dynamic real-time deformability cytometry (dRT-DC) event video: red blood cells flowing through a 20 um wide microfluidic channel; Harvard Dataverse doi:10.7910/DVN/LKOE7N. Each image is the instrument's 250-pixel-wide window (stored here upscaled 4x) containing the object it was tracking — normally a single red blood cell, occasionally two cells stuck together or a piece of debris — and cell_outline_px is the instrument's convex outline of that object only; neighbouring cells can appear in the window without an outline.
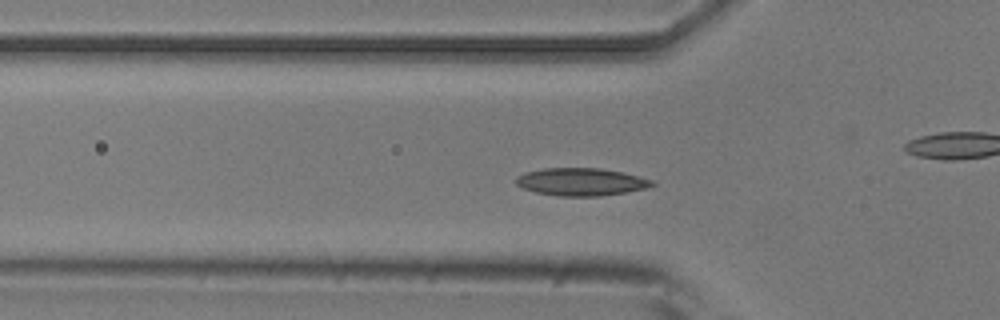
{"species": "common noctule bat (a hibernating species)", "species_latin": "Nyctalus noctula", "temperature_condition": "room temperature", "stored_images_in_passage": 49, "camera_frame_rate_fps": 3000, "um_per_image_px": 0.085, "animal": {"sex": "male", "body_mass_g": 20.5, "forearm_length_mm": 52.5}, "frame": {"image": 1, "passage_image": 13, "time_ms": 4.0, "image_size_px": [1000, 320], "cell_outline_px": [[656, 184], [648, 188], [628, 192], [600, 196], [556, 196], [536, 192], [524, 188], [516, 184], [516, 176], [524, 172], [544, 168], [600, 168], [624, 172], [640, 176], [652, 180]], "centroid_in_image_um": [49.42, 15.45], "position_along_channel_um": 76.4, "area_um2": 22.14}}
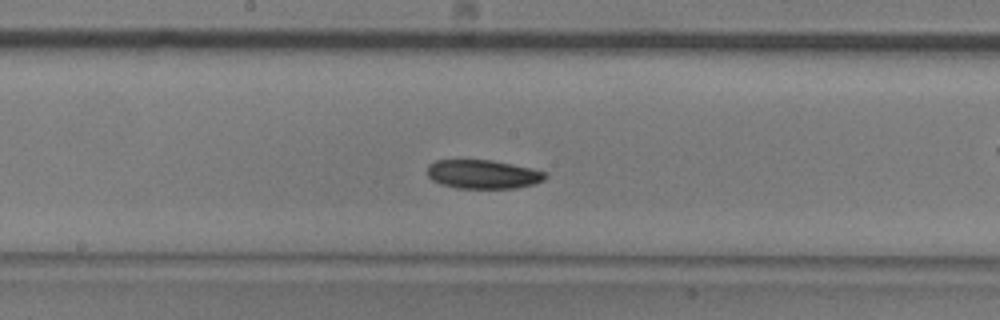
{"frame": {"image": 2, "passage_image": 23, "time_ms": 7.333, "image_size_px": [1000, 320], "cell_outline_px": [[548, 176], [544, 180], [536, 184], [516, 188], [456, 188], [440, 184], [432, 180], [428, 176], [428, 164], [436, 160], [492, 160], [532, 168], [544, 172]], "centroid_in_image_um": [41.06, 14.81], "position_along_channel_um": 207.1, "area_um2": 19.94}}
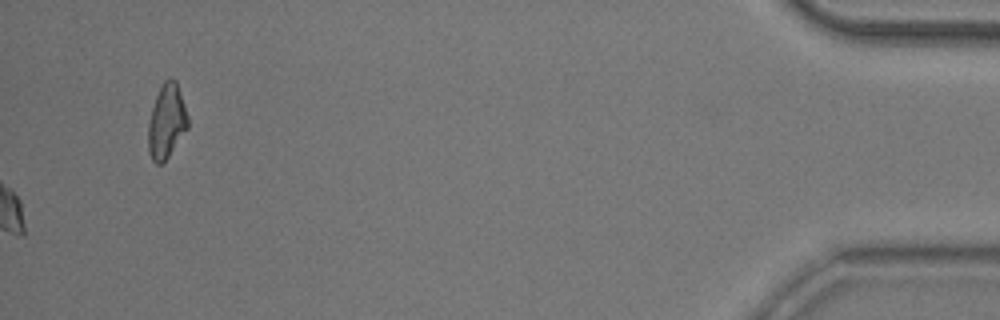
{"frame": {"image": 3, "passage_image": 49, "time_ms": 16.0, "image_size_px": [1000, 320], "cell_outline_px": [[188, 128], [168, 156], [160, 164], [156, 164], [152, 160], [148, 152], [148, 124], [152, 108], [156, 96], [164, 80], [168, 76], [172, 76], [176, 80], [188, 116]], "centroid_in_image_um": [14.16, 10.29], "position_along_channel_um": 421.0, "area_um2": 17.11}, "authors_computed_cell_mechanics": {"area_um2": 19.8254, "velocity_mm_per_s": 3.8976, "shape_relaxation_time_tau1_ms": 3.9998, "shape_relaxation_time_tau2_ms": null, "deformation_change_tau1": 0.0985, "deformation_change_tau2": null}}